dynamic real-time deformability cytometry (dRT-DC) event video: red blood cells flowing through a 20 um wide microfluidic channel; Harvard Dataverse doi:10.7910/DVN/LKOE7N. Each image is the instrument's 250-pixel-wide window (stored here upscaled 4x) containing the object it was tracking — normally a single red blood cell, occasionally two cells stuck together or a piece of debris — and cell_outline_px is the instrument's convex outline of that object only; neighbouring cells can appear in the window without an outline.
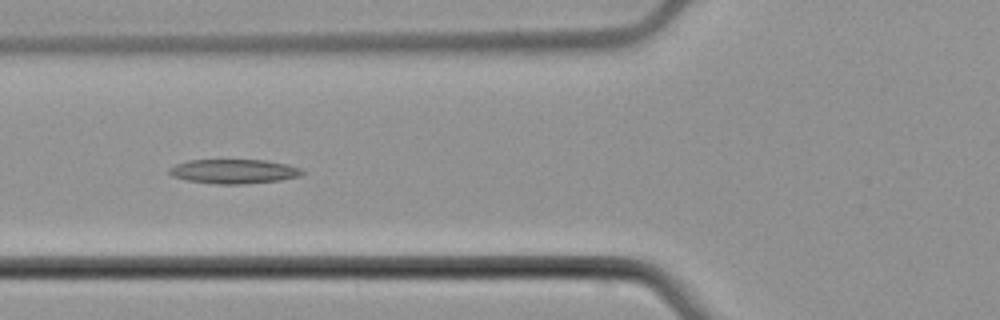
{"species": "common noctule bat (a hibernating species)", "species_latin": "Nyctalus noctula", "temperature_condition": "cold", "stored_images_in_passage": 7, "camera_frame_rate_fps": 3000, "um_per_image_px": 0.085, "animal": {"sex": "male", "body_mass_g": 21.5, "forearm_length_mm": 52.0}, "frame": {"image": 1, "passage_image": 5, "time_ms": 6.667, "image_size_px": [1000, 320], "cell_outline_px": [[304, 172], [300, 176], [280, 180], [244, 184], [216, 184], [188, 180], [172, 176], [168, 172], [168, 168], [176, 164], [188, 160], [264, 160], [288, 164], [300, 168]], "centroid_in_image_um": [19.87, 14.56], "position_along_channel_um": 105.9, "area_um2": 18.84}}
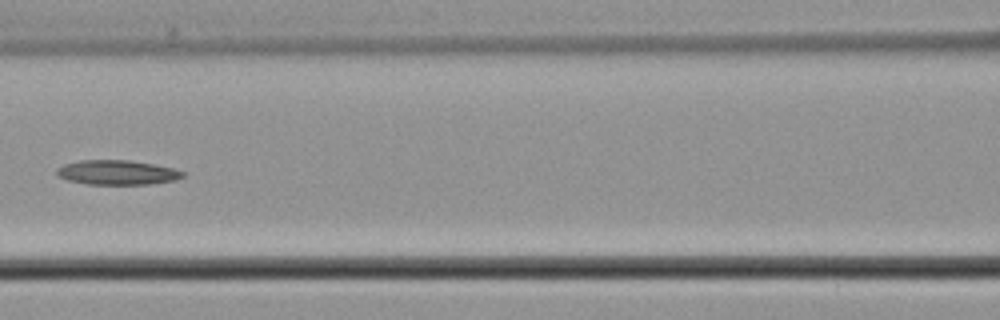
{"frame": {"image": 2, "passage_image": 6, "time_ms": 8.0, "image_size_px": [1000, 320], "cell_outline_px": [[184, 176], [176, 180], [148, 184], [88, 184], [68, 180], [56, 176], [56, 172], [64, 164], [80, 160], [128, 160], [152, 164], [172, 168], [184, 172]], "centroid_in_image_um": [9.95, 14.66], "position_along_channel_um": 156.7, "area_um2": 17.86}}
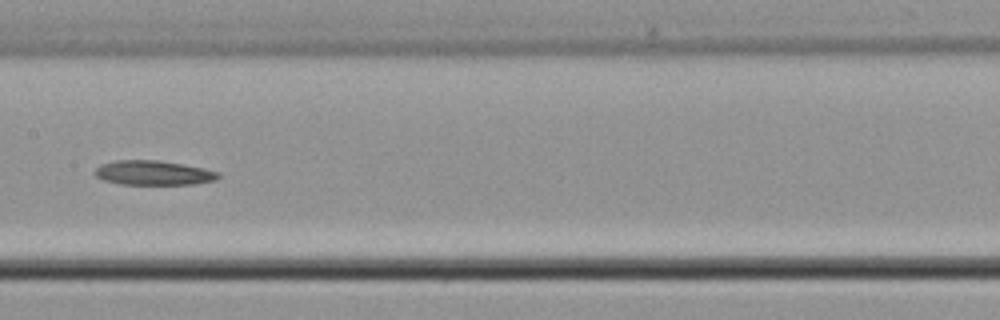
{"frame": {"image": 3, "passage_image": 7, "time_ms": 9.0, "image_size_px": [1000, 320], "cell_outline_px": [[220, 176], [216, 180], [192, 184], [120, 184], [104, 180], [96, 176], [96, 168], [100, 164], [116, 160], [156, 160], [204, 168], [220, 172]], "centroid_in_image_um": [13.05, 14.69], "position_along_channel_um": 194.4, "area_um2": 17.46}}